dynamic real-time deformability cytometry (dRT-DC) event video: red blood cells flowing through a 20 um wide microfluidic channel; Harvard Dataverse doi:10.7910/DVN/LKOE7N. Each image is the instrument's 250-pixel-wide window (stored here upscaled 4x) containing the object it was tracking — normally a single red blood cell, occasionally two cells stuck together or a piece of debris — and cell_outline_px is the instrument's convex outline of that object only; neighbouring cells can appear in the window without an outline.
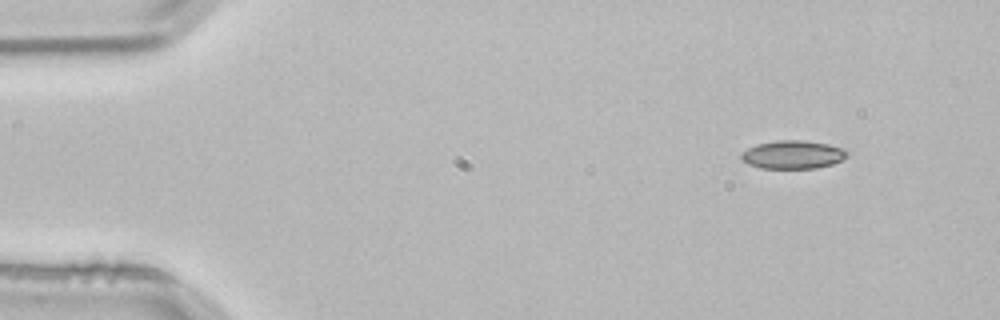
{"species": "common noctule bat (a hibernating species)", "species_latin": "Nyctalus noctula", "temperature_condition": "room temperature", "stored_images_in_passage": 3, "segment_of_instrument_passage": [2, 2], "camera_frame_rate_fps": 3000, "um_per_image_px": 0.085, "animal": {"sex": "male", "body_mass_g": 21.5, "forearm_length_mm": 52.0}, "frame": {"image": 1, "passage_image": 3, "time_ms": 0.667, "image_size_px": [1000, 320], "cell_outline_px": [[848, 156], [832, 164], [816, 168], [760, 168], [748, 164], [740, 160], [740, 152], [756, 144], [776, 140], [804, 140], [828, 144], [844, 148], [848, 152]], "centroid_in_image_um": [67.36, 13.13], "position_along_channel_um": 17.6, "area_um2": 17.63}}